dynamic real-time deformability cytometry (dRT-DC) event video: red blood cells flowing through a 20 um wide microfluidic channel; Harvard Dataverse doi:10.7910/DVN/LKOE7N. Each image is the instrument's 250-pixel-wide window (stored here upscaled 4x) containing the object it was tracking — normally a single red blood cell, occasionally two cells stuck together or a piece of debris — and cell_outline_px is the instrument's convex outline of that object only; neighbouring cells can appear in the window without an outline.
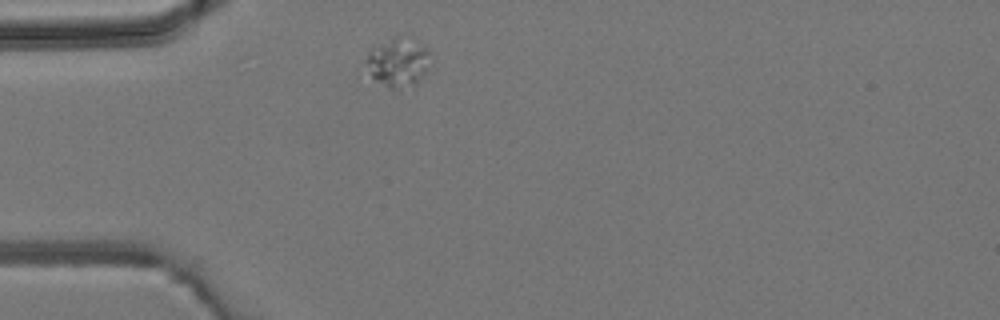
{"species": "common noctule bat (a hibernating species)", "species_latin": "Nyctalus noctula", "temperature_condition": "room temperature", "stored_images_in_passage": 3, "camera_frame_rate_fps": 3000, "um_per_image_px": 0.085, "animal": {"sex": "male", "body_mass_g": 19.2, "forearm_length_mm": 51.8}, "frame": {"image": 1, "passage_image": 2, "time_ms": 1.333, "image_size_px": [1000, 320], "cell_outline_px": [[428, 68], [420, 80], [416, 84], [396, 88], [392, 88], [376, 80], [372, 76], [368, 60], [368, 52], [372, 48], [396, 36], [424, 48], [428, 52]], "centroid_in_image_um": [33.84, 5.34], "position_along_channel_um": 51.2, "area_um2": 16.88}}